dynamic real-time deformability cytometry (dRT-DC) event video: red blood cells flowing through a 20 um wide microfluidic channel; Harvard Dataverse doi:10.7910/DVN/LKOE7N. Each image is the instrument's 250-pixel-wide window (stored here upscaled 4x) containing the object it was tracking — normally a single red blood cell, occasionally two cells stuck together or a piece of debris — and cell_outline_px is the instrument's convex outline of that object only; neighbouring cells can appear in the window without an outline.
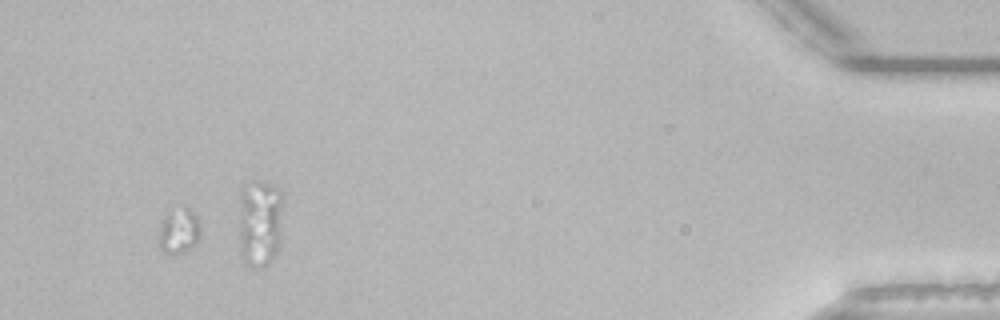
{"species": "common noctule bat (a hibernating species)", "species_latin": "Nyctalus noctula", "temperature_condition": "room temperature", "stored_images_in_passage": 42, "segment_of_instrument_passage": [2, 3], "camera_frame_rate_fps": 3000, "um_per_image_px": 0.085, "animal": {"sex": "male", "body_mass_g": 21.5, "forearm_length_mm": 52.0}, "frame": {"image": 1, "passage_image": 39, "time_ms": 12.667, "image_size_px": [1000, 320], "cell_outline_px": [[200, 236], [196, 244], [184, 252], [176, 256], [164, 252], [156, 244], [160, 220], [168, 212], [184, 208], [188, 208], [196, 216], [200, 224]], "centroid_in_image_um": [15.15, 19.69], "position_along_channel_um": 420.0, "area_um2": 11.39}}